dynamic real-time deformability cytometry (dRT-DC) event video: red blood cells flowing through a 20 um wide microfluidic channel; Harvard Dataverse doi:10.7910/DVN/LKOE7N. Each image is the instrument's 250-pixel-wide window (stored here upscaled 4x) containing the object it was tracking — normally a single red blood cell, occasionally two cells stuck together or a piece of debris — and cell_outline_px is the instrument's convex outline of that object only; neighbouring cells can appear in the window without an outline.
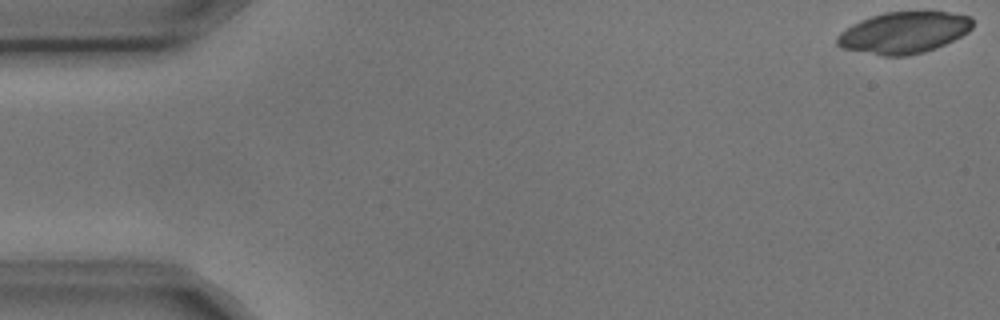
{"species": "common noctule bat (a hibernating species)", "species_latin": "Nyctalus noctula", "temperature_condition": "cold", "stored_images_in_passage": 5, "camera_frame_rate_fps": 3000, "um_per_image_px": 0.085, "animal": {"sex": "male", "body_mass_g": 17.9, "forearm_length_mm": 54.2}, "frame": {"image": 1, "passage_image": 1, "time_ms": 0.0, "image_size_px": [1000, 320], "cell_outline_px": [[972, 28], [968, 32], [936, 48], [924, 52], [908, 56], [880, 56], [844, 48], [836, 44], [836, 36], [840, 32], [852, 24], [860, 20], [884, 12], [948, 12], [972, 16]], "centroid_in_image_um": [76.81, 2.78], "position_along_channel_um": 8.2, "area_um2": 32.77}}